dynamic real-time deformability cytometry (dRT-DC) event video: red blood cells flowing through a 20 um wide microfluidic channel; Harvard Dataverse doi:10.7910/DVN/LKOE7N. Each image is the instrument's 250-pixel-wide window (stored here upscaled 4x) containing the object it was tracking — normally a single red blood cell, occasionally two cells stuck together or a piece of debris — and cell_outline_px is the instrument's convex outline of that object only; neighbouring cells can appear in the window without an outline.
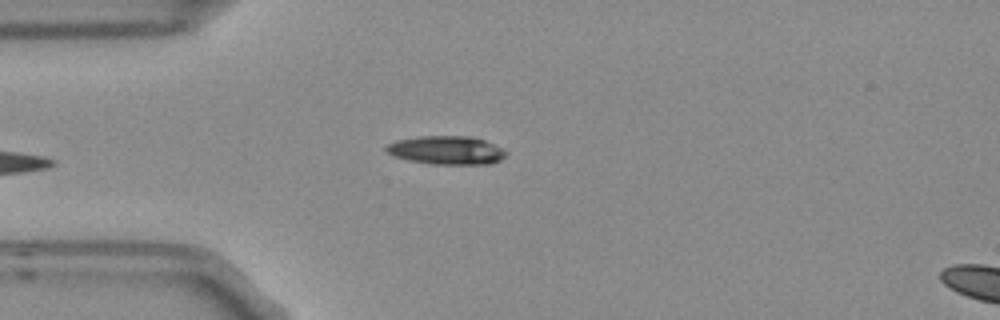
{"species": "Egyptian fruit bat (a non-hibernating species)", "species_latin": "Rousettus aegyptiacus", "temperature_condition": "room temperature", "stored_images_in_passage": 6, "camera_frame_rate_fps": 3000, "um_per_image_px": 0.085, "frame": {"image": 1, "passage_image": 6, "time_ms": 1.667, "image_size_px": [1000, 320], "cell_outline_px": [[508, 152], [500, 160], [488, 164], [432, 164], [408, 160], [392, 156], [384, 152], [384, 148], [388, 144], [396, 140], [420, 136], [472, 136], [484, 140]], "centroid_in_image_um": [37.89, 12.77], "position_along_channel_um": 47.1, "area_um2": 19.94}}